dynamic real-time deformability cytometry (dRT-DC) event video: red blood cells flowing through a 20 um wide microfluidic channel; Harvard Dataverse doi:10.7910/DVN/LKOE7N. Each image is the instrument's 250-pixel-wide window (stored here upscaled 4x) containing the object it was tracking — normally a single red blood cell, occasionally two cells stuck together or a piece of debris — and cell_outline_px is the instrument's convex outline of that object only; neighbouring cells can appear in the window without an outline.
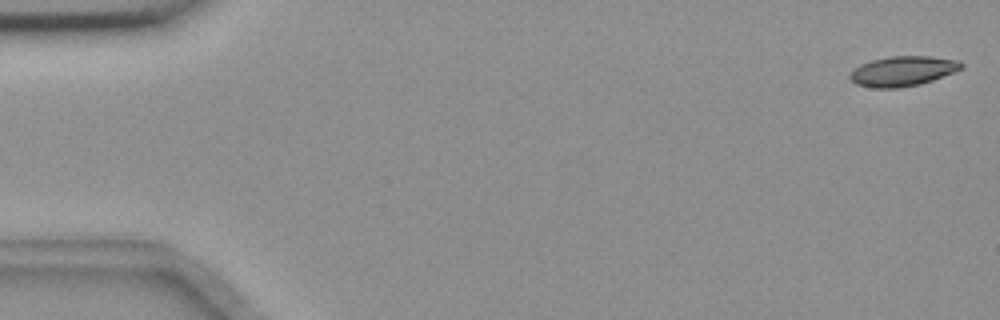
{"species": "common noctule bat (a hibernating species)", "species_latin": "Nyctalus noctula", "temperature_condition": "room temperature", "stored_images_in_passage": 55, "camera_frame_rate_fps": 3000, "um_per_image_px": 0.085, "animal": {"sex": "female", "body_mass_g": 18.4}, "frame": {"image": 1, "passage_image": 1, "time_ms": 0.0, "image_size_px": [1000, 320], "cell_outline_px": [[964, 68], [932, 80], [920, 84], [900, 88], [872, 88], [856, 84], [848, 76], [860, 64], [872, 60], [888, 56], [928, 56], [960, 60], [964, 64]], "centroid_in_image_um": [76.75, 6.04], "position_along_channel_um": 8.2, "area_um2": 19.48}}
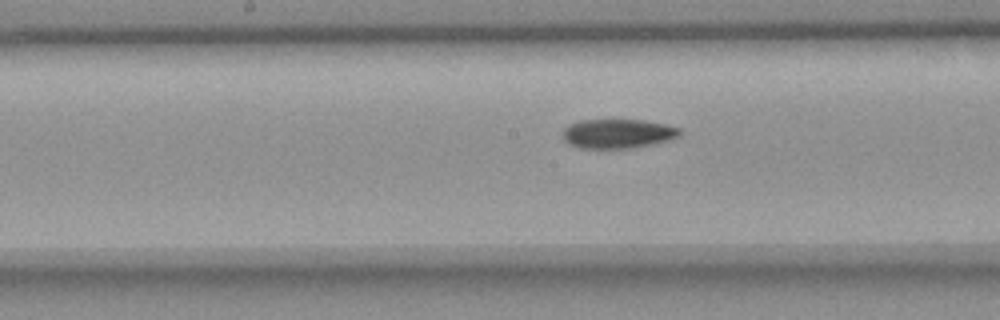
{"frame": {"image": 2, "passage_image": 28, "time_ms": 9.0, "image_size_px": [1000, 320], "cell_outline_px": [[680, 136], [672, 140], [632, 148], [580, 148], [568, 144], [560, 136], [560, 132], [568, 124], [580, 120], [644, 120], [664, 124], [680, 128]], "centroid_in_image_um": [52.47, 11.36], "position_along_channel_um": 195.7, "area_um2": 20.29}}
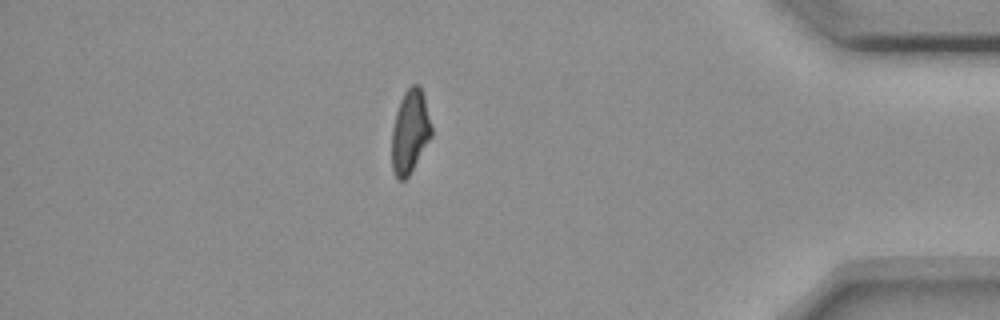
{"frame": {"image": 3, "passage_image": 48, "time_ms": 15.667, "image_size_px": [1000, 320], "cell_outline_px": [[432, 136], [408, 176], [404, 180], [396, 180], [392, 168], [392, 128], [396, 112], [400, 100], [404, 92], [412, 84], [420, 84], [424, 96], [432, 128]], "centroid_in_image_um": [34.84, 11.18], "position_along_channel_um": 400.4, "area_um2": 19.31}, "authors_computed_cell_mechanics": {"area_um2": 20.1722, "velocity_mm_per_s": 3.6531, "shape_relaxation_time_tau1_ms": 8.2611, "shape_relaxation_time_tau2_ms": 8.3888, "deformation_change_tau1": 0.1965, "deformation_change_tau2": 0.1502}}